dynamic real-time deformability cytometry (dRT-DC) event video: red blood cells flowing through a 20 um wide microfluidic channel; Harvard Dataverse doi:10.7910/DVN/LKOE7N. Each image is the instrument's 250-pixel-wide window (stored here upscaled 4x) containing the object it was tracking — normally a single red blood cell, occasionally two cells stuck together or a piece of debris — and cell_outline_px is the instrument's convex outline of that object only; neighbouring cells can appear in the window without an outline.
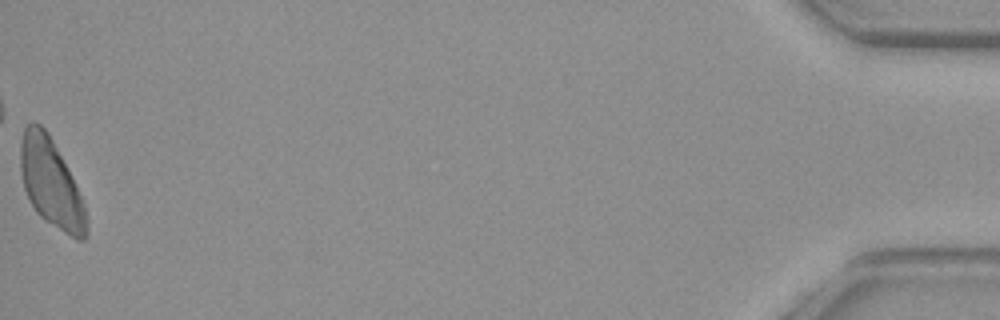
{"species": "common noctule bat (a hibernating species)", "species_latin": "Nyctalus noctula", "temperature_condition": "warm", "stored_images_in_passage": 42, "camera_frame_rate_fps": 3000, "um_per_image_px": 0.085, "animal": {"sex": "female", "body_mass_g": 29.2, "forearm_length_mm": 56.3}, "frame": {"image": 1, "passage_image": 42, "time_ms": 13.667, "image_size_px": [1000, 320], "cell_outline_px": [[88, 236], [84, 240], [76, 240], [44, 220], [36, 212], [24, 188], [20, 172], [20, 144], [24, 128], [32, 120], [40, 124], [48, 132], [84, 204], [88, 216]], "centroid_in_image_um": [4.33, 15.6], "position_along_channel_um": 430.9, "area_um2": 33.64}}